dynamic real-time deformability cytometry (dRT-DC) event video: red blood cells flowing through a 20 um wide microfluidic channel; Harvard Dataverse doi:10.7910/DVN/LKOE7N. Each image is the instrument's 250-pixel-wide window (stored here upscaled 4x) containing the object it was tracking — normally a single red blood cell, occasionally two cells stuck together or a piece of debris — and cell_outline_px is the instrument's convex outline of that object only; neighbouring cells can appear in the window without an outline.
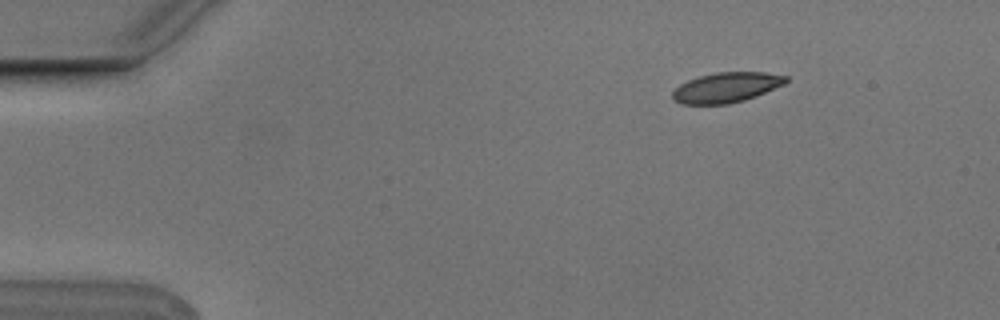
{"species": "Egyptian fruit bat (a non-hibernating species)", "species_latin": "Rousettus aegyptiacus", "temperature_condition": "cold", "stored_images_in_passage": 4, "camera_frame_rate_fps": 3000, "um_per_image_px": 0.085, "animal": {"sex": "male"}, "frame": {"image": 1, "passage_image": 1, "time_ms": 0.0, "image_size_px": [1000, 320], "cell_outline_px": [[788, 80], [784, 84], [756, 96], [744, 100], [728, 104], [680, 104], [672, 100], [672, 92], [680, 84], [688, 80], [700, 76], [716, 72], [764, 72], [788, 76]], "centroid_in_image_um": [61.72, 7.44], "position_along_channel_um": 23.3, "area_um2": 19.88}}